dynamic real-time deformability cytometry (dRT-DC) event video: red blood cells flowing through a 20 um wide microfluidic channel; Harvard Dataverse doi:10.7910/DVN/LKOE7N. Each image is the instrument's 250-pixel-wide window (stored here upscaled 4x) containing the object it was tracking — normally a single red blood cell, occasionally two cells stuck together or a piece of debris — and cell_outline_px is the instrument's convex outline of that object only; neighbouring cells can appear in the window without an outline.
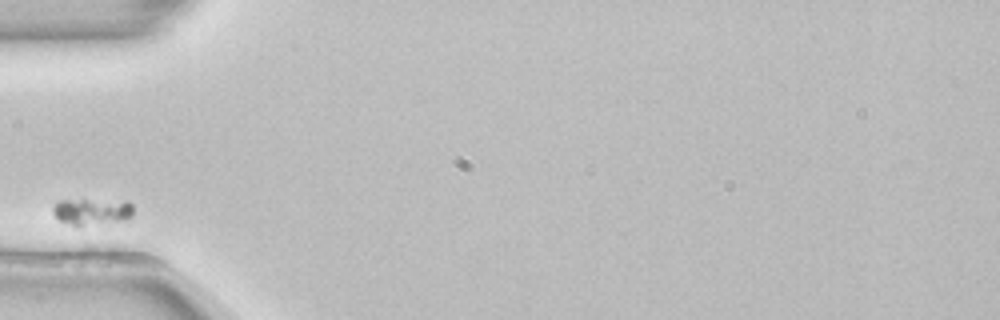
{"species": "common noctule bat (a hibernating species)", "species_latin": "Nyctalus noctula", "temperature_condition": "room temperature", "stored_images_in_passage": 29, "camera_frame_rate_fps": 3000, "um_per_image_px": 0.085, "animal": {"sex": "female", "body_mass_g": 22.7, "forearm_length_mm": 54.2}, "frame": {"image": 1, "passage_image": 1, "time_ms": 0.0, "image_size_px": [1000, 320], "cell_outline_px": [[132, 216], [128, 220], [76, 228], [56, 220], [52, 212], [52, 208], [60, 200], [128, 200], [132, 204]], "centroid_in_image_um": [7.8, 18.03], "position_along_channel_um": 77.2, "area_um2": 13.18}}